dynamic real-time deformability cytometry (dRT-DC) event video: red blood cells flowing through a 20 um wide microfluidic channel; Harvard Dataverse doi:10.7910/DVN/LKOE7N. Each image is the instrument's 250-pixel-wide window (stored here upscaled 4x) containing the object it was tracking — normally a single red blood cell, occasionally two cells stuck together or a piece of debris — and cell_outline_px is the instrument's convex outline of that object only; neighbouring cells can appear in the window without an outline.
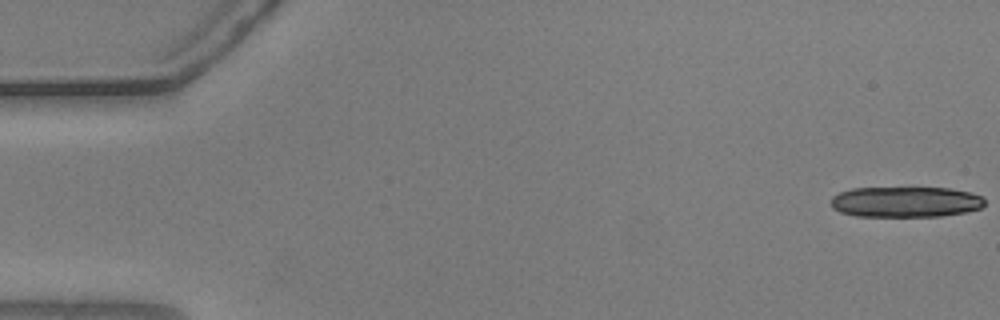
{"species": "common noctule bat (a hibernating species)", "species_latin": "Nyctalus noctula", "temperature_condition": "warm", "stored_images_in_passage": 16, "camera_frame_rate_fps": 3000, "um_per_image_px": 0.085, "animal": {"sex": "male", "body_mass_g": 20.5, "forearm_length_mm": 52.5}, "frame": {"image": 1, "passage_image": 1, "time_ms": 0.0, "image_size_px": [1000, 320], "cell_outline_px": [[984, 204], [980, 208], [964, 212], [940, 216], [856, 216], [840, 212], [832, 208], [832, 196], [840, 192], [852, 188], [948, 188], [972, 192], [980, 196], [984, 200]], "centroid_in_image_um": [76.96, 17.16], "position_along_channel_um": 8.0, "area_um2": 27.34}}